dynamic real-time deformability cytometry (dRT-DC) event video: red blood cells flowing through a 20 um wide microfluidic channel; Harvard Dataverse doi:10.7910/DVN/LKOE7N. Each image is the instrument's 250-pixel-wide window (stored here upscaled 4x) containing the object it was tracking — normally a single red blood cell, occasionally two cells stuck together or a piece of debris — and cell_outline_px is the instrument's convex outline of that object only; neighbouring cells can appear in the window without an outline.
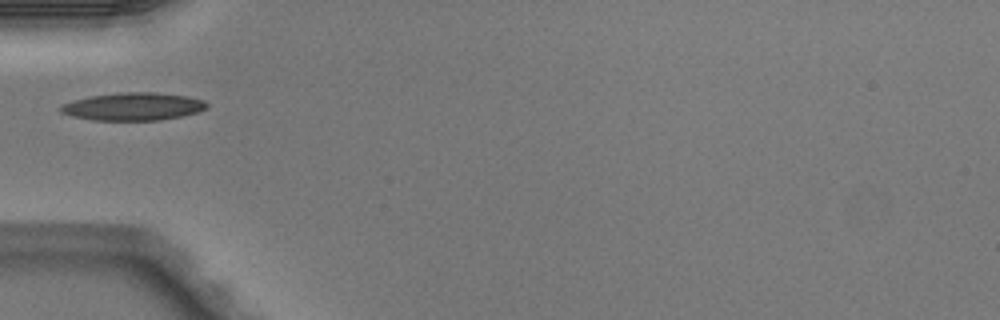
{"species": "Egyptian fruit bat (a non-hibernating species)", "species_latin": "Rousettus aegyptiacus", "temperature_condition": "warm", "stored_images_in_passage": 1, "camera_frame_rate_fps": 3000, "um_per_image_px": 0.085, "animal": {"sex": "male"}, "frame": {"image": 1, "passage_image": 1, "time_ms": 0.0, "image_size_px": [1000, 320], "cell_outline_px": [[208, 108], [200, 112], [160, 120], [92, 120], [72, 116], [60, 112], [60, 108], [64, 104], [76, 100], [92, 96], [120, 92], [152, 92], [188, 96], [204, 100], [208, 104]], "centroid_in_image_um": [11.38, 9.05], "position_along_channel_um": 73.6, "area_um2": 23.52}}